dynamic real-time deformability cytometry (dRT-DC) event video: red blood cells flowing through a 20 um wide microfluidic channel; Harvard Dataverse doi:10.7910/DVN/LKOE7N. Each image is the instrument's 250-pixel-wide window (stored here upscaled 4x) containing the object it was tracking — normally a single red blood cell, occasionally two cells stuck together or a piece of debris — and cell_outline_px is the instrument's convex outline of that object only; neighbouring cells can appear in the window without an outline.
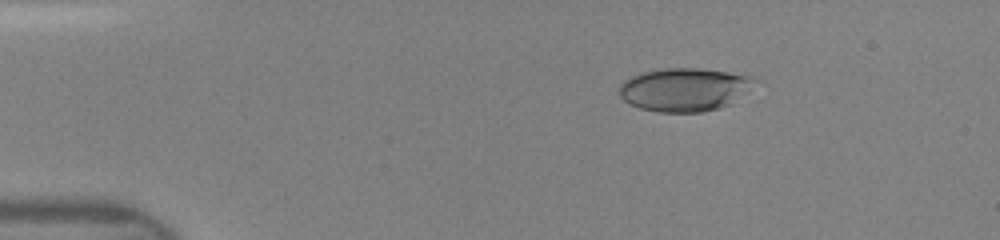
{"species": "human", "species_latin": "Homo sapiens", "temperature_condition": "room temperature", "stored_images_in_passage": 6, "camera_frame_rate_fps": 3000, "um_per_image_px": 0.085, "donor": {"sex": "female"}, "frame": {"image": 1, "passage_image": 3, "time_ms": 2.333, "image_size_px": [1000, 240], "cell_outline_px": [[752, 80], [728, 104], [720, 108], [704, 112], [656, 112], [640, 108], [628, 104], [616, 92], [620, 84], [624, 80], [640, 72], [664, 68], [696, 68], [728, 72], [752, 76]], "centroid_in_image_um": [57.98, 7.61], "position_along_channel_um": 27.0, "area_um2": 33.47}}
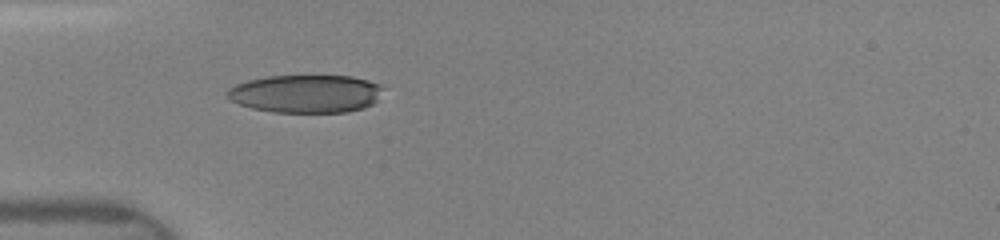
{"frame": {"image": 2, "passage_image": 5, "time_ms": 4.667, "image_size_px": [1000, 240], "cell_outline_px": [[384, 88], [376, 100], [372, 104], [364, 108], [348, 112], [272, 112], [252, 108], [228, 100], [224, 96], [228, 88], [236, 84], [248, 80], [268, 76], [352, 76], [368, 80], [380, 84]], "centroid_in_image_um": [25.97, 7.97], "position_along_channel_um": 59.0, "area_um2": 34.74}}
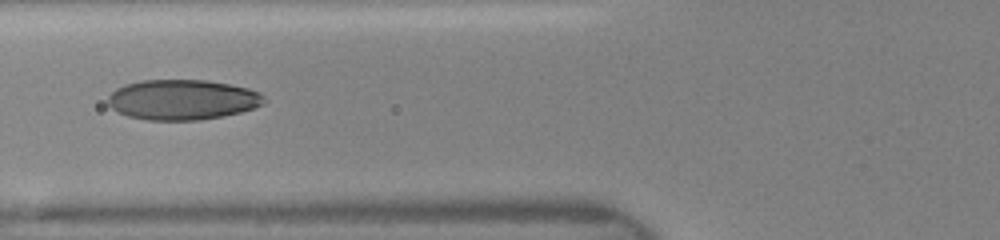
{"frame": {"image": 3, "passage_image": 6, "time_ms": 6.0, "image_size_px": [1000, 240], "cell_outline_px": [[268, 100], [264, 104], [240, 112], [224, 116], [200, 120], [148, 120], [128, 116], [112, 108], [108, 104], [108, 96], [116, 88], [124, 84], [140, 80], [208, 80], [248, 88], [260, 92]], "centroid_in_image_um": [15.52, 8.47], "position_along_channel_um": 110.3, "area_um2": 36.76}}